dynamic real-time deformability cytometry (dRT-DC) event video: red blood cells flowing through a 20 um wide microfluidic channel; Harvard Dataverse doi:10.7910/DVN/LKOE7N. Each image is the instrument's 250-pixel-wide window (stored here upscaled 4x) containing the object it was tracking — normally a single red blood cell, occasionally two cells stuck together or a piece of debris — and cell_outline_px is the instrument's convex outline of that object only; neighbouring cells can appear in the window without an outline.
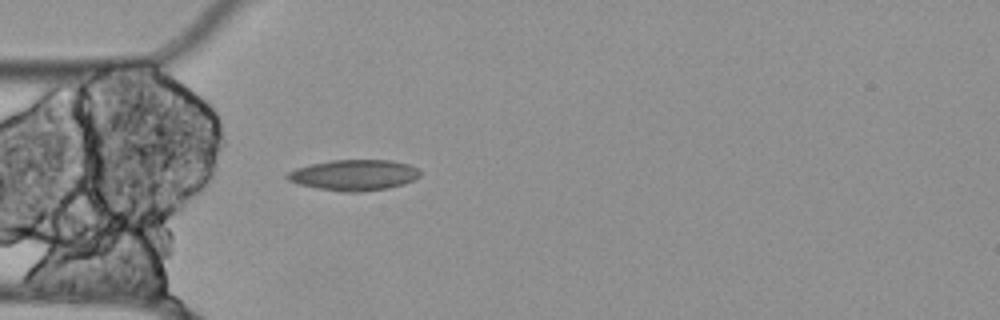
{"species": "Egyptian fruit bat (a non-hibernating species)", "species_latin": "Rousettus aegyptiacus", "temperature_condition": "cold", "stored_images_in_passage": 6, "camera_frame_rate_fps": 3000, "um_per_image_px": 0.085, "animal": {"sex": "female"}, "frame": {"image": 1, "passage_image": 6, "time_ms": 1.667, "image_size_px": [1000, 320], "cell_outline_px": [[420, 176], [404, 184], [388, 188], [360, 192], [340, 192], [316, 188], [296, 184], [288, 180], [284, 176], [288, 172], [296, 168], [312, 164], [332, 160], [392, 160], [408, 164], [416, 168], [420, 172]], "centroid_in_image_um": [30.06, 14.89], "position_along_channel_um": 54.9, "area_um2": 23.93}}